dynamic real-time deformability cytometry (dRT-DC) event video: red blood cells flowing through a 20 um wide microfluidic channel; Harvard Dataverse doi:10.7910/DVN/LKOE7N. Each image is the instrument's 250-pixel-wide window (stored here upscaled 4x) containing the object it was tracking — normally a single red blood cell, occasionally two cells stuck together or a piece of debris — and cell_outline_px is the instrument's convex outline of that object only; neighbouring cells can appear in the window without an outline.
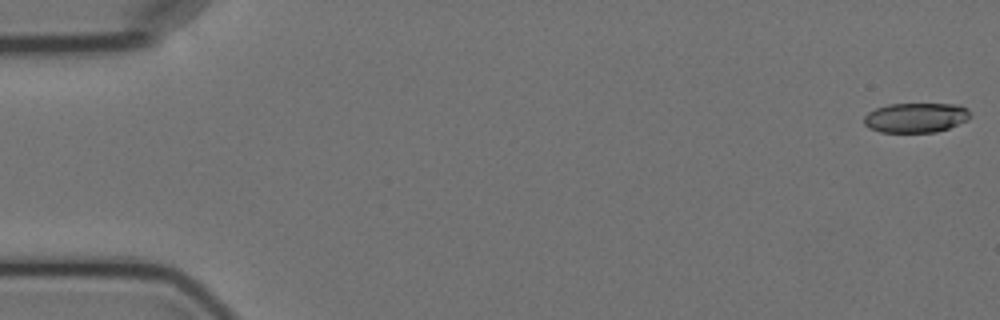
{"species": "Egyptian fruit bat (a non-hibernating species)", "species_latin": "Rousettus aegyptiacus", "temperature_condition": "cold", "stored_images_in_passage": 7, "camera_frame_rate_fps": 3000, "um_per_image_px": 0.085, "animal": {"sex": "female"}, "frame": {"image": 1, "passage_image": 1, "time_ms": 0.0, "image_size_px": [1000, 320], "cell_outline_px": [[972, 116], [968, 120], [948, 128], [936, 132], [880, 132], [868, 128], [864, 124], [864, 116], [868, 112], [876, 108], [888, 104], [960, 104], [968, 108]], "centroid_in_image_um": [77.86, 9.99], "position_along_channel_um": 7.1, "area_um2": 18.61}}
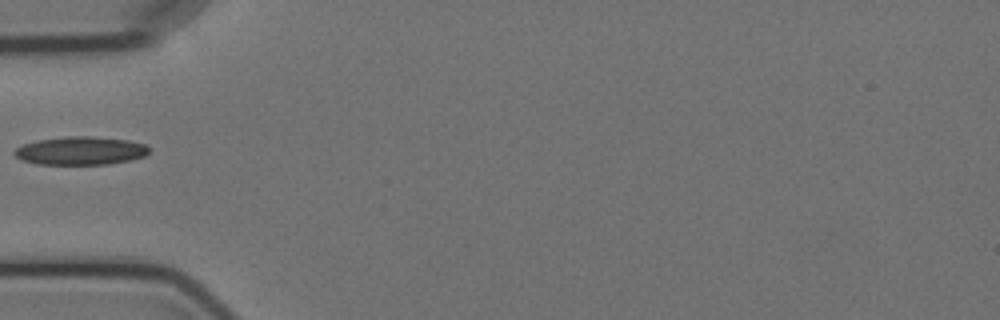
{"frame": {"image": 2, "passage_image": 6, "time_ms": 6.0, "image_size_px": [1000, 320], "cell_outline_px": [[148, 152], [144, 156], [128, 160], [108, 164], [36, 164], [24, 160], [16, 156], [12, 152], [16, 148], [24, 144], [36, 140], [68, 136], [92, 136], [128, 140], [144, 144], [148, 148]], "centroid_in_image_um": [6.82, 12.8], "position_along_channel_um": 78.2, "area_um2": 21.96}}
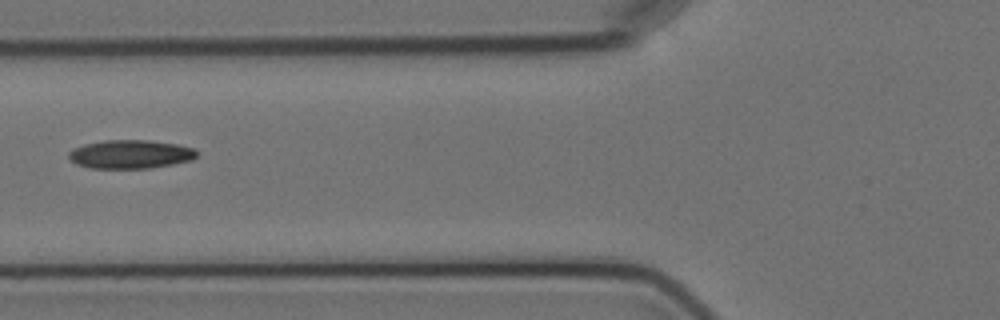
{"frame": {"image": 3, "passage_image": 7, "time_ms": 7.0, "image_size_px": [1000, 320], "cell_outline_px": [[196, 156], [192, 160], [172, 164], [148, 168], [88, 168], [76, 164], [68, 156], [68, 152], [72, 148], [84, 144], [104, 140], [148, 140], [176, 144], [196, 148]], "centroid_in_image_um": [11.06, 13.1], "position_along_channel_um": 114.7, "area_um2": 21.39}}